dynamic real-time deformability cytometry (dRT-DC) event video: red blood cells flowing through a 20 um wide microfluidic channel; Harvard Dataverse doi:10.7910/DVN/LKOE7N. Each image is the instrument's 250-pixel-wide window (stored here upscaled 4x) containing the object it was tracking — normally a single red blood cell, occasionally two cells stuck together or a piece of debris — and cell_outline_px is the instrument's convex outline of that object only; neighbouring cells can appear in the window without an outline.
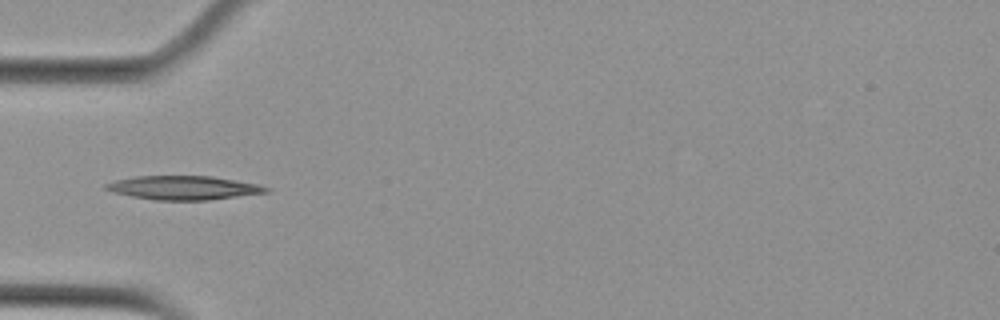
{"species": "Egyptian fruit bat (a non-hibernating species)", "species_latin": "Rousettus aegyptiacus", "temperature_condition": "cold", "stored_images_in_passage": 3, "camera_frame_rate_fps": 3000, "um_per_image_px": 0.085, "animal": {"sex": "female"}, "frame": {"image": 1, "passage_image": 1, "time_ms": 0.0, "image_size_px": [1000, 320], "cell_outline_px": [[272, 188], [268, 192], [208, 200], [156, 200], [132, 196], [116, 192], [104, 188], [104, 184], [116, 180], [136, 176], [212, 176], [260, 184]], "centroid_in_image_um": [15.66, 15.95], "position_along_channel_um": 69.3, "area_um2": 22.14}}
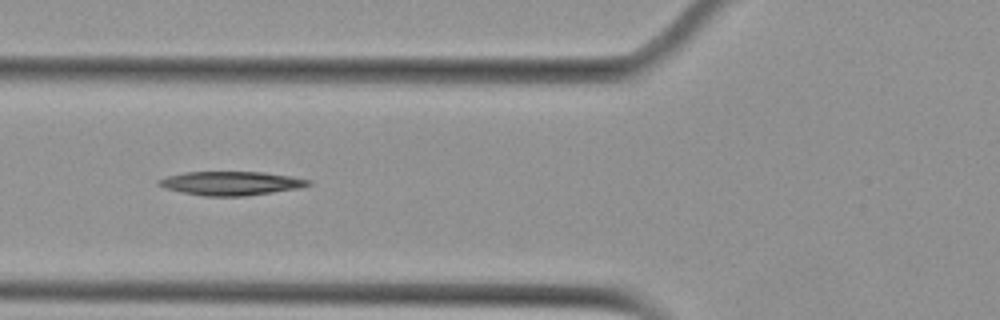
{"frame": {"image": 2, "passage_image": 2, "time_ms": 1.0, "image_size_px": [1000, 320], "cell_outline_px": [[312, 184], [296, 188], [272, 192], [244, 196], [204, 196], [184, 192], [168, 188], [156, 184], [156, 180], [168, 176], [184, 172], [264, 172], [312, 180]], "centroid_in_image_um": [19.62, 15.57], "position_along_channel_um": 106.2, "area_um2": 20.46}}
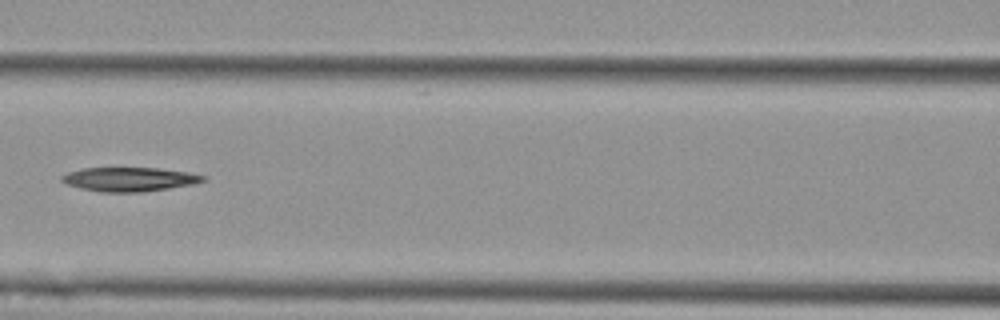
{"frame": {"image": 3, "passage_image": 3, "time_ms": 2.333, "image_size_px": [1000, 320], "cell_outline_px": [[208, 176], [204, 180], [192, 184], [144, 192], [100, 192], [80, 188], [64, 184], [60, 180], [60, 176], [68, 172], [80, 168], [160, 168], [188, 172]], "centroid_in_image_um": [10.94, 15.23], "position_along_channel_um": 155.7, "area_um2": 19.94}}